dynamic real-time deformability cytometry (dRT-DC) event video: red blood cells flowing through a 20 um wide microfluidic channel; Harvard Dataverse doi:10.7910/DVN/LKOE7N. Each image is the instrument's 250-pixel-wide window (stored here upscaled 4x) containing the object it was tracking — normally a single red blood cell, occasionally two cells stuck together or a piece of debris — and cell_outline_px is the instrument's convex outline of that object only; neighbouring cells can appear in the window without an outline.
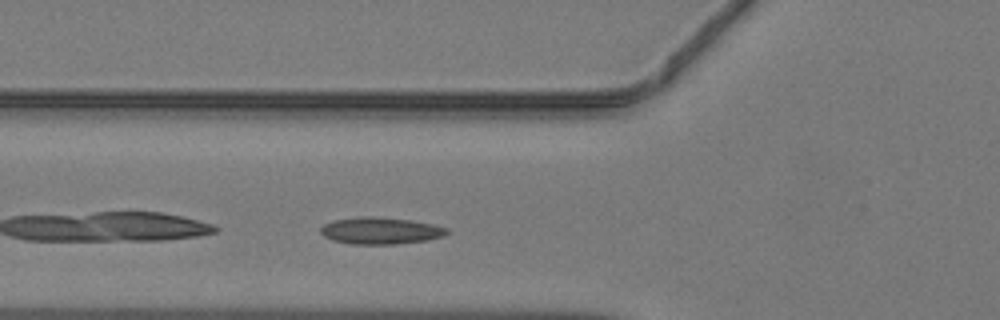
{"species": "common noctule bat (a hibernating species)", "species_latin": "Nyctalus noctula", "temperature_condition": "warm", "stored_images_in_passage": 32, "camera_frame_rate_fps": 3000, "um_per_image_px": 0.085, "animal": {"sex": "male", "body_mass_g": 19.2, "forearm_length_mm": 51.8}, "frame": {"image": 1, "passage_image": 2, "time_ms": 0.333, "image_size_px": [1000, 320], "cell_outline_px": [[452, 232], [444, 236], [428, 240], [396, 244], [352, 244], [332, 240], [324, 236], [320, 232], [320, 228], [324, 224], [332, 220], [360, 216], [372, 216], [412, 220], [436, 224], [448, 228]], "centroid_in_image_um": [32.39, 19.6], "position_along_channel_um": 93.4, "area_um2": 20.11}}
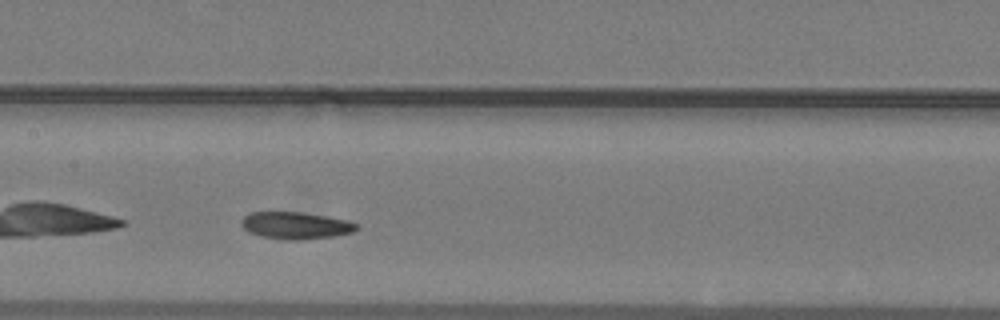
{"frame": {"image": 2, "passage_image": 8, "time_ms": 2.333, "image_size_px": [1000, 320], "cell_outline_px": [[360, 228], [352, 232], [332, 236], [300, 240], [284, 240], [260, 236], [248, 232], [240, 224], [240, 220], [244, 216], [252, 212], [300, 212], [348, 220], [356, 224]], "centroid_in_image_um": [25.09, 19.17], "position_along_channel_um": 182.3, "area_um2": 18.15}}
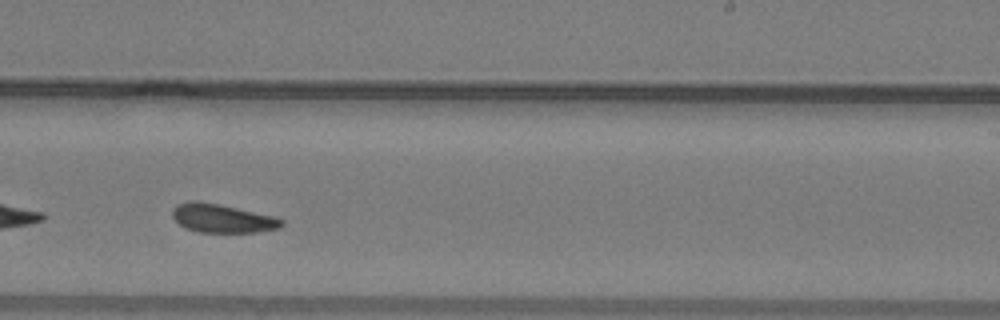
{"frame": {"image": 3, "passage_image": 14, "time_ms": 4.333, "image_size_px": [1000, 320], "cell_outline_px": [[284, 224], [280, 228], [260, 232], [196, 232], [180, 224], [172, 216], [172, 208], [176, 204], [192, 200], [216, 204], [236, 208], [272, 216], [284, 220]], "centroid_in_image_um": [18.89, 18.57], "position_along_channel_um": 270.1, "area_um2": 17.98}}